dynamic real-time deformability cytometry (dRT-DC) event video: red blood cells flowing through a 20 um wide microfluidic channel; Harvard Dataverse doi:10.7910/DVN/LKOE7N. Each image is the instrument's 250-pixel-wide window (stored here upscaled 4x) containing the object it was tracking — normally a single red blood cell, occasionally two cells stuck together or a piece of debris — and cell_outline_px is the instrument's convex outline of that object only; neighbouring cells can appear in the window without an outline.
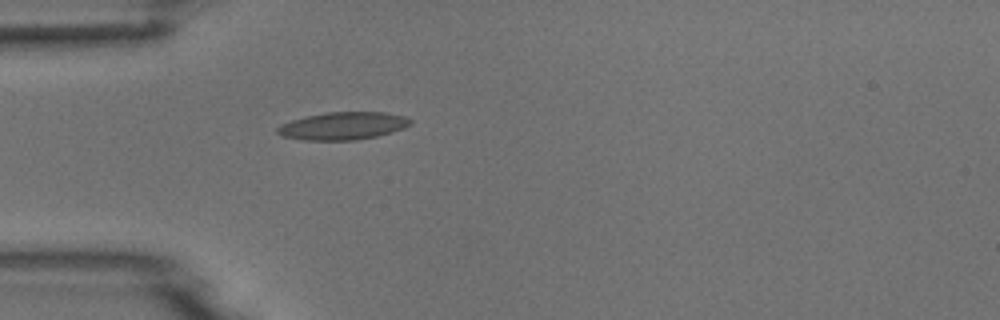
{"species": "common noctule bat (a hibernating species)", "species_latin": "Nyctalus noctula", "temperature_condition": "room temperature", "stored_images_in_passage": 5, "camera_frame_rate_fps": 3000, "um_per_image_px": 0.085, "animal": {"sex": "male", "body_mass_g": 18.8}, "frame": {"image": 1, "passage_image": 5, "time_ms": 4.667, "image_size_px": [1000, 320], "cell_outline_px": [[412, 124], [404, 128], [392, 132], [376, 136], [356, 140], [304, 140], [284, 136], [276, 132], [276, 128], [280, 124], [292, 120], [308, 116], [328, 112], [384, 112], [404, 116], [412, 120]], "centroid_in_image_um": [29.17, 10.7], "position_along_channel_um": 55.8, "area_um2": 21.33}}